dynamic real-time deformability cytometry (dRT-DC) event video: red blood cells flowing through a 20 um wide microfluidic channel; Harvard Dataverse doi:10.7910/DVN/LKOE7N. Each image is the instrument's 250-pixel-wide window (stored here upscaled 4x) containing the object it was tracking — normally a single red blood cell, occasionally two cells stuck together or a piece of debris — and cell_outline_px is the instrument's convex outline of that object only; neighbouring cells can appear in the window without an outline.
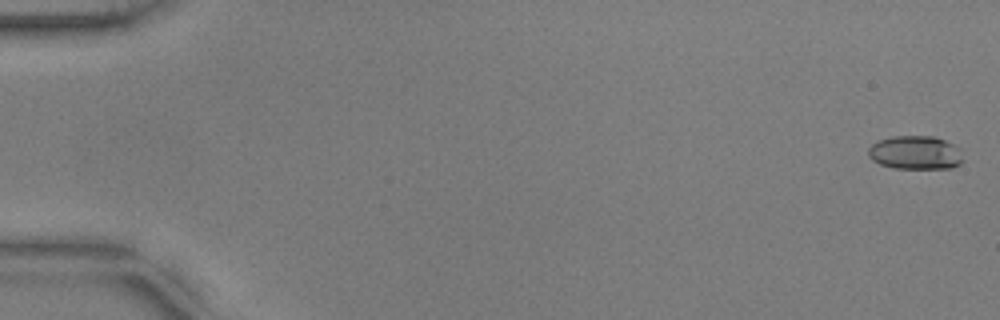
{"species": "common noctule bat (a hibernating species)", "species_latin": "Nyctalus noctula", "temperature_condition": "warm", "stored_images_in_passage": 53, "camera_frame_rate_fps": 3000, "um_per_image_px": 0.085, "animal": {"sex": "male", "body_mass_g": 17.9, "forearm_length_mm": 54.2}, "frame": {"image": 1, "passage_image": 1, "time_ms": 0.0, "image_size_px": [1000, 320], "cell_outline_px": [[964, 160], [960, 164], [952, 168], [896, 168], [880, 164], [872, 160], [868, 156], [868, 148], [872, 144], [880, 140], [892, 136], [932, 136], [944, 140], [960, 148]], "centroid_in_image_um": [77.82, 12.97], "position_along_channel_um": 7.2, "area_um2": 18.61}}
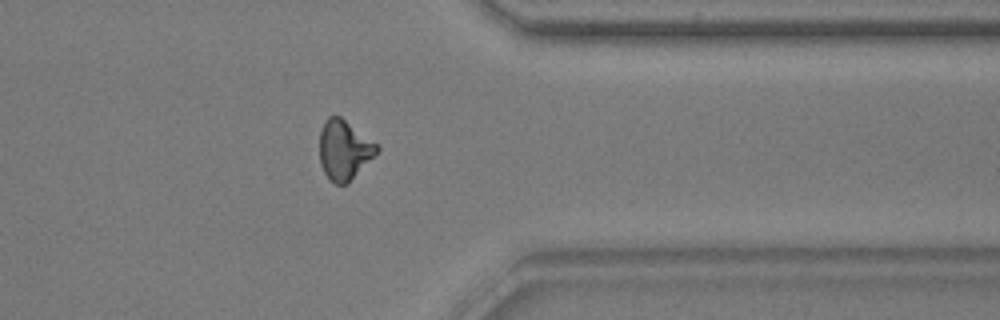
{"frame": {"image": 2, "passage_image": 44, "time_ms": 14.333, "image_size_px": [1000, 320], "cell_outline_px": [[380, 148], [348, 184], [336, 184], [324, 172], [320, 164], [320, 132], [324, 120], [328, 116], [340, 116], [376, 144]], "centroid_in_image_um": [29.22, 12.74], "position_along_channel_um": 382.2, "area_um2": 19.48}}
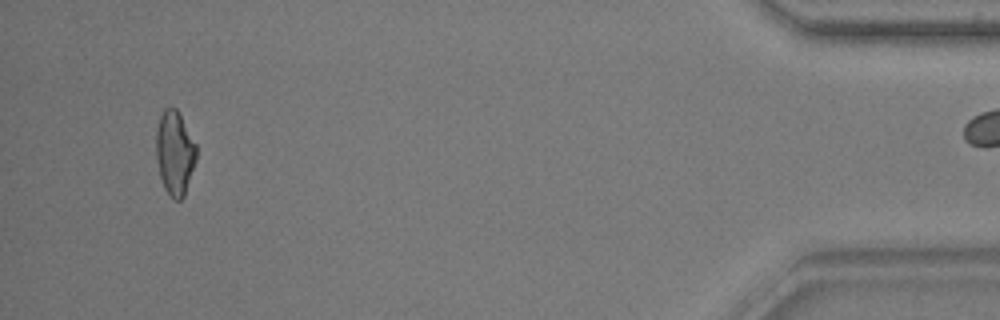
{"frame": {"image": 3, "passage_image": 52, "time_ms": 17.0, "image_size_px": [1000, 320], "cell_outline_px": [[196, 160], [184, 196], [180, 200], [176, 200], [164, 188], [160, 176], [156, 156], [156, 132], [160, 116], [164, 108], [176, 108], [196, 144]], "centroid_in_image_um": [14.85, 12.99], "position_along_channel_um": 420.4, "area_um2": 19.42}}